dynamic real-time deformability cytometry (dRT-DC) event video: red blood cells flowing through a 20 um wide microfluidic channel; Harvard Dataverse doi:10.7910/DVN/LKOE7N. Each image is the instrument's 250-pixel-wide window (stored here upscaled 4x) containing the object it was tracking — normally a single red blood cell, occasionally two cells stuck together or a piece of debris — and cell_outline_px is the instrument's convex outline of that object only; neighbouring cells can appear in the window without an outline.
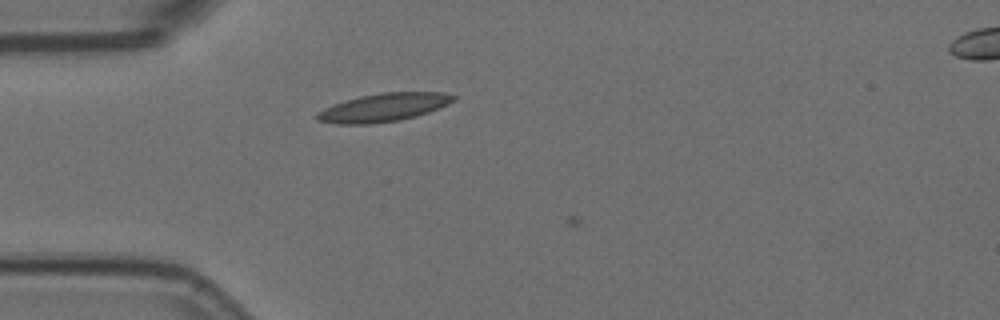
{"species": "Egyptian fruit bat (a non-hibernating species)", "species_latin": "Rousettus aegyptiacus", "temperature_condition": "room temperature", "stored_images_in_passage": 2, "camera_frame_rate_fps": 3000, "um_per_image_px": 0.085, "animal": {"sex": "female"}, "frame": {"image": 1, "passage_image": 1, "time_ms": 0.0, "image_size_px": [1000, 320], "cell_outline_px": [[456, 100], [440, 108], [416, 116], [400, 120], [368, 124], [336, 124], [316, 120], [312, 116], [316, 112], [332, 104], [344, 100], [360, 96], [380, 92], [444, 92], [456, 96]], "centroid_in_image_um": [32.56, 9.13], "position_along_channel_um": 52.4, "area_um2": 22.77}}